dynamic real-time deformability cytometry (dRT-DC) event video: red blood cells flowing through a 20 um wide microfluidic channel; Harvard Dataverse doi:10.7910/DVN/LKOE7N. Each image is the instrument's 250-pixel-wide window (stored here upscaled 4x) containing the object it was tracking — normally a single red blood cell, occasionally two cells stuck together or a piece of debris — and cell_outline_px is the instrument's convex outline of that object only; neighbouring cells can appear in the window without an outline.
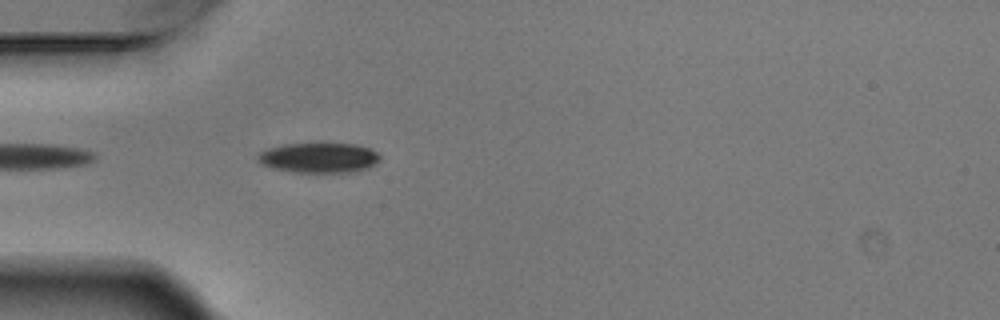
{"species": "Egyptian fruit bat (a non-hibernating species)", "species_latin": "Rousettus aegyptiacus", "temperature_condition": "warm", "stored_images_in_passage": 3, "camera_frame_rate_fps": 3000, "um_per_image_px": 0.085, "animal": {"sex": "male"}, "frame": {"image": 1, "passage_image": 3, "time_ms": 0.667, "image_size_px": [1000, 320], "cell_outline_px": [[380, 160], [376, 164], [368, 168], [356, 172], [292, 172], [260, 164], [256, 160], [256, 156], [260, 152], [268, 148], [284, 144], [356, 144], [368, 148], [376, 152], [380, 156]], "centroid_in_image_um": [27.11, 13.41], "position_along_channel_um": 57.9, "area_um2": 21.39}}